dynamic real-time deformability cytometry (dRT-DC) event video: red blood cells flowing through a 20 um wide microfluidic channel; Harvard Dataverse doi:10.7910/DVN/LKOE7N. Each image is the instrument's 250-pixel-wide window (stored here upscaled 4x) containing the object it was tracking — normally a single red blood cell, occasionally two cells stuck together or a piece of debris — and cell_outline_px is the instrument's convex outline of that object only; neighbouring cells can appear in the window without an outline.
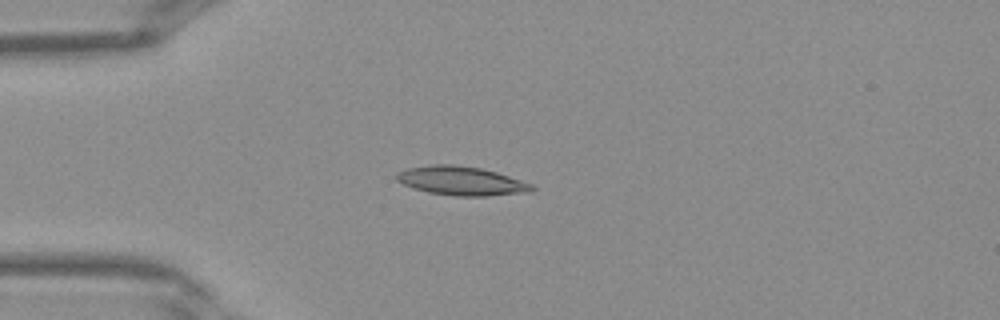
{"species": "Egyptian fruit bat (a non-hibernating species)", "species_latin": "Rousettus aegyptiacus", "temperature_condition": "warm", "stored_images_in_passage": 41, "camera_frame_rate_fps": 3000, "um_per_image_px": 0.085, "frame": {"image": 1, "passage_image": 11, "time_ms": 3.333, "image_size_px": [1000, 320], "cell_outline_px": [[536, 188], [532, 192], [488, 196], [456, 196], [428, 192], [412, 188], [396, 180], [396, 172], [408, 168], [428, 164], [452, 164], [480, 168], [496, 172], [532, 184]], "centroid_in_image_um": [39.2, 15.37], "position_along_channel_um": 45.8, "area_um2": 22.89}}
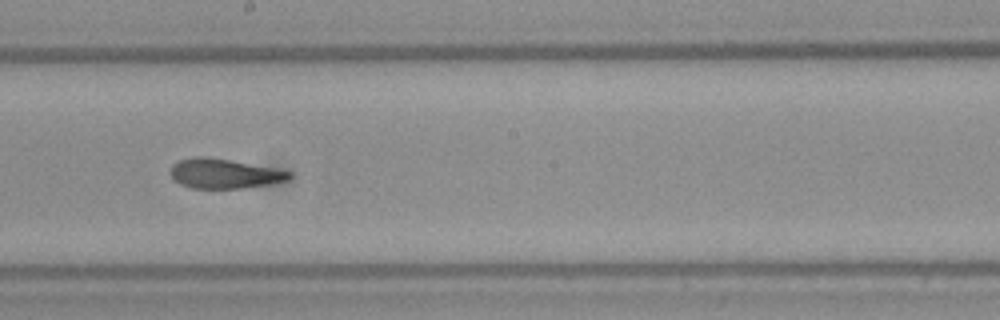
{"frame": {"image": 2, "passage_image": 23, "time_ms": 7.333, "image_size_px": [1000, 320], "cell_outline_px": [[292, 176], [288, 180], [272, 184], [240, 188], [192, 188], [180, 184], [172, 180], [168, 172], [172, 164], [180, 160], [196, 156], [204, 156], [228, 160], [272, 168], [292, 172]], "centroid_in_image_um": [19.0, 14.76], "position_along_channel_um": 229.2, "area_um2": 20.52}}
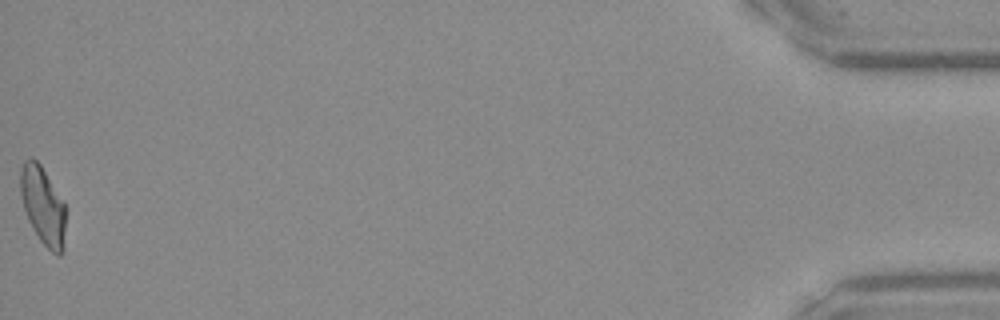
{"frame": {"image": 3, "passage_image": 41, "time_ms": 13.333, "image_size_px": [1000, 320], "cell_outline_px": [[64, 252], [60, 256], [56, 256], [40, 240], [28, 220], [20, 196], [20, 168], [24, 160], [32, 156], [40, 164], [64, 204]], "centroid_in_image_um": [3.62, 17.48], "position_along_channel_um": 431.6, "area_um2": 20.35}}